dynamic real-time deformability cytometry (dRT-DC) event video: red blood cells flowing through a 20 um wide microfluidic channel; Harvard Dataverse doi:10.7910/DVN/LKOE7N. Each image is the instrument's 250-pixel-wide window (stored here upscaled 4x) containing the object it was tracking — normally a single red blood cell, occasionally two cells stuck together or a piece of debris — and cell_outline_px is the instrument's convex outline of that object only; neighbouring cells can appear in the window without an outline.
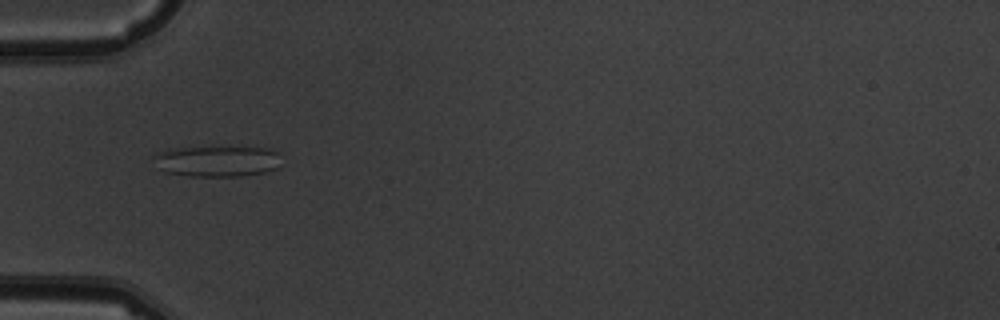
{"species": "common noctule bat (a hibernating species)", "species_latin": "Nyctalus noctula", "temperature_condition": "warm", "stored_images_in_passage": 10, "camera_frame_rate_fps": 3000, "um_per_image_px": 0.085, "animal": {"sex": "male", "body_mass_g": 19.5, "forearm_length_mm": 54.6}, "frame": {"image": 1, "passage_image": 5, "time_ms": 4.333, "image_size_px": [1000, 320], "cell_outline_px": [[284, 164], [276, 168], [264, 172], [240, 176], [188, 176], [164, 172], [160, 168], [152, 156], [156, 152], [168, 148], [268, 148], [276, 152]], "centroid_in_image_um": [18.45, 13.71], "position_along_channel_um": 66.6, "area_um2": 22.89}}
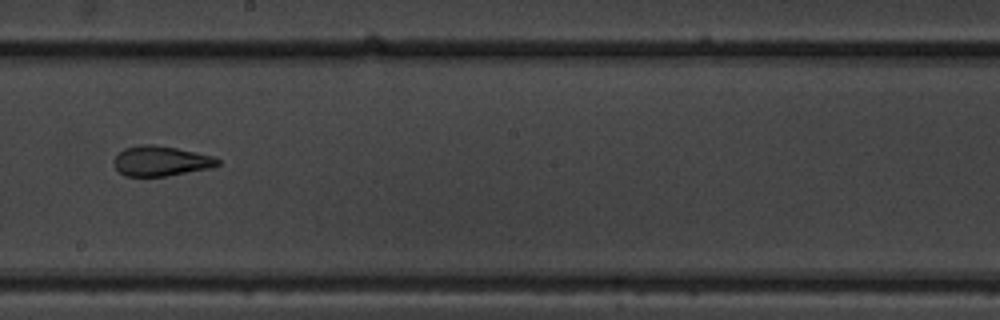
{"frame": {"image": 2, "passage_image": 9, "time_ms": 9.0, "image_size_px": [1000, 320], "cell_outline_px": [[220, 164], [208, 168], [164, 176], [124, 176], [116, 168], [116, 156], [124, 148], [140, 144], [152, 144], [176, 148], [196, 152], [212, 156], [220, 160]], "centroid_in_image_um": [13.67, 13.67], "position_along_channel_um": 234.5, "area_um2": 17.8}}
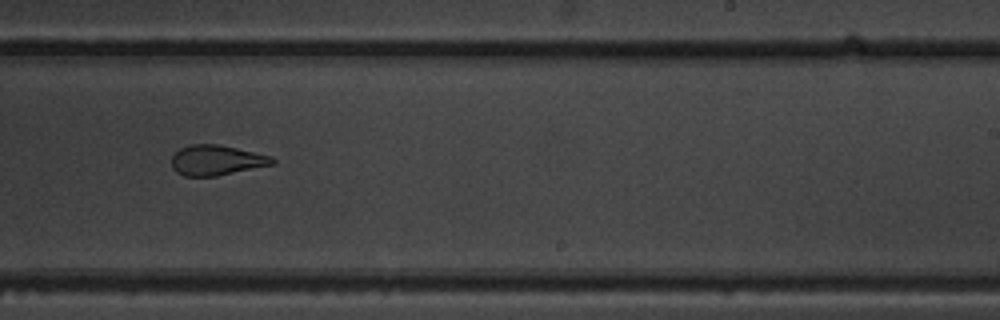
{"frame": {"image": 3, "passage_image": 10, "time_ms": 10.0, "image_size_px": [1000, 320], "cell_outline_px": [[276, 164], [216, 176], [184, 176], [176, 172], [172, 168], [172, 156], [180, 148], [188, 144], [220, 144], [272, 156], [276, 160]], "centroid_in_image_um": [18.42, 13.61], "position_along_channel_um": 270.6, "area_um2": 17.92}}